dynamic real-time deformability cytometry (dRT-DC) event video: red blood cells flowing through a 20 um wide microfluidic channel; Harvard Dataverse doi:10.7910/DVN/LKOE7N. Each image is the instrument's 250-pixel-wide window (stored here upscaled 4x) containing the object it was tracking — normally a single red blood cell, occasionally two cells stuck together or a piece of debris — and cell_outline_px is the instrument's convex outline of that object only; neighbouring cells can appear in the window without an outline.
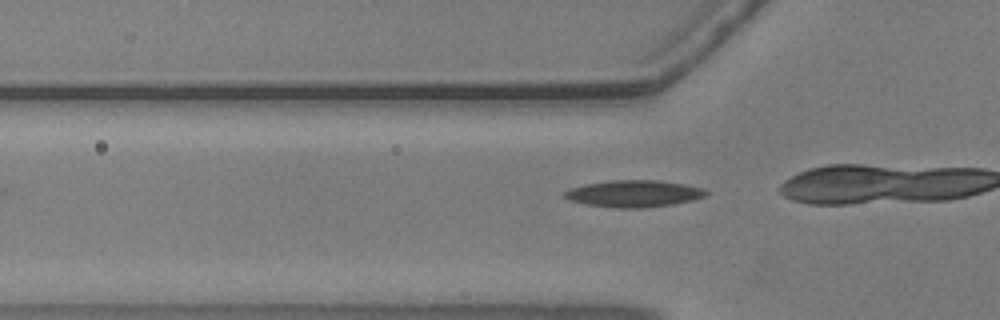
{"species": "common noctule bat (a hibernating species)", "species_latin": "Nyctalus noctula", "temperature_condition": "warm", "stored_images_in_passage": 10, "camera_frame_rate_fps": 3000, "um_per_image_px": 0.085, "animal": {"sex": "male", "body_mass_g": 20.5, "forearm_length_mm": 52.5}, "frame": {"image": 1, "passage_image": 7, "time_ms": 2.0, "image_size_px": [1000, 320], "cell_outline_px": [[708, 196], [692, 200], [672, 204], [640, 208], [616, 208], [584, 204], [568, 200], [564, 196], [564, 192], [572, 188], [584, 184], [612, 180], [656, 180], [684, 184], [704, 188], [708, 192]], "centroid_in_image_um": [53.89, 16.46], "position_along_channel_um": 71.9, "area_um2": 22.14}}